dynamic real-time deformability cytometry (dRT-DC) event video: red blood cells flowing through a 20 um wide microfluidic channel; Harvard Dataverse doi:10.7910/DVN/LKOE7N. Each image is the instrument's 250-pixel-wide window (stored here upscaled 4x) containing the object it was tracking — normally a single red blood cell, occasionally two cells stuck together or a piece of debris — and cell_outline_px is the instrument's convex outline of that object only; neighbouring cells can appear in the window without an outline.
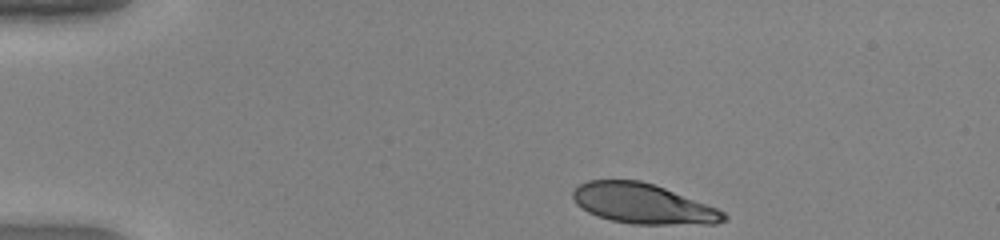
{"species": "human", "species_latin": "Homo sapiens", "temperature_condition": "warm", "stored_images_in_passage": 36, "camera_frame_rate_fps": 3000, "um_per_image_px": 0.085, "donor": {"sex": "female"}, "frame": {"image": 1, "passage_image": 1, "time_ms": 0.0, "image_size_px": [1000, 240], "cell_outline_px": [[728, 220], [716, 224], [632, 224], [612, 220], [596, 216], [588, 212], [576, 204], [572, 196], [572, 192], [580, 184], [588, 180], [640, 180], [664, 188], [716, 208], [724, 212], [728, 216]], "centroid_in_image_um": [54.64, 17.33], "position_along_channel_um": 30.4, "area_um2": 35.03}}
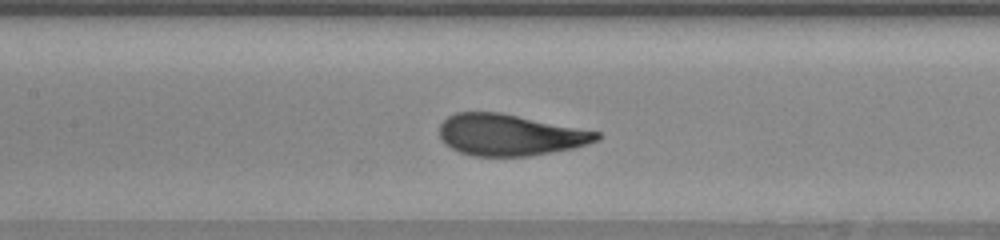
{"frame": {"image": 2, "passage_image": 16, "time_ms": 5.0, "image_size_px": [1000, 240], "cell_outline_px": [[604, 136], [600, 140], [588, 144], [572, 148], [528, 156], [472, 156], [460, 152], [444, 144], [440, 136], [440, 124], [448, 116], [456, 112], [500, 112], [600, 132]], "centroid_in_image_um": [43.35, 11.46], "position_along_channel_um": 164.1, "area_um2": 37.97}}
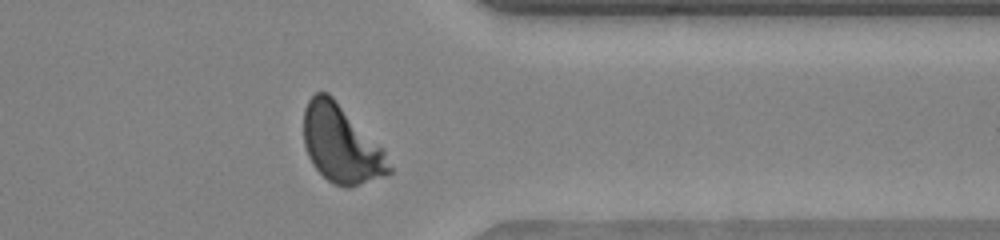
{"frame": {"image": 3, "passage_image": 32, "time_ms": 10.333, "image_size_px": [1000, 240], "cell_outline_px": [[392, 172], [384, 176], [348, 188], [344, 188], [332, 184], [312, 164], [308, 156], [304, 144], [304, 108], [308, 100], [316, 92], [328, 92], [384, 148], [392, 168]], "centroid_in_image_um": [29.01, 12.26], "position_along_channel_um": 382.4, "area_um2": 38.84}, "authors_computed_cell_mechanics": {"area_um2": 37.6856, "velocity_mm_per_s": 4.1912, "shape_relaxation_time_tau1_ms": 2.9839, "shape_relaxation_time_tau2_ms": null, "deformation_change_tau1": 0.1852, "deformation_change_tau2": null}}